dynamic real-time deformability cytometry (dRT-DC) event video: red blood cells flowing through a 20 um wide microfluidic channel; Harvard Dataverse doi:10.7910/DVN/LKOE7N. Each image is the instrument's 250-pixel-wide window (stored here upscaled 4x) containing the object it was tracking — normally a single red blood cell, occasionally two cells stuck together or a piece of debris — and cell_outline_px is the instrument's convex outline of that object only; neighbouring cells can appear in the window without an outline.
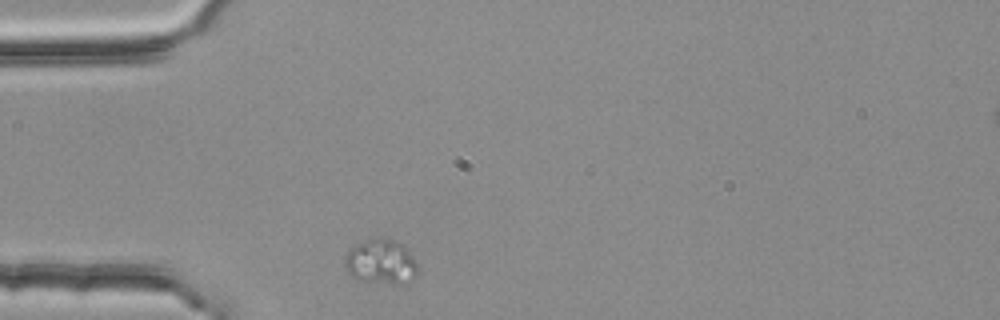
{"species": "common noctule bat (a hibernating species)", "species_latin": "Nyctalus noctula", "temperature_condition": "room temperature", "stored_images_in_passage": 1, "camera_frame_rate_fps": 3000, "um_per_image_px": 0.085, "animal": {"sex": "female", "body_mass_g": 25.1}, "frame": {"image": 1, "passage_image": 1, "time_ms": 0.0, "image_size_px": [1000, 320], "cell_outline_px": [[420, 276], [408, 284], [392, 284], [356, 280], [348, 272], [344, 264], [344, 260], [348, 252], [356, 244], [364, 240], [396, 240], [404, 244], [408, 248], [416, 260], [420, 268]], "centroid_in_image_um": [32.49, 22.31], "position_along_channel_um": 52.5, "area_um2": 19.54}}